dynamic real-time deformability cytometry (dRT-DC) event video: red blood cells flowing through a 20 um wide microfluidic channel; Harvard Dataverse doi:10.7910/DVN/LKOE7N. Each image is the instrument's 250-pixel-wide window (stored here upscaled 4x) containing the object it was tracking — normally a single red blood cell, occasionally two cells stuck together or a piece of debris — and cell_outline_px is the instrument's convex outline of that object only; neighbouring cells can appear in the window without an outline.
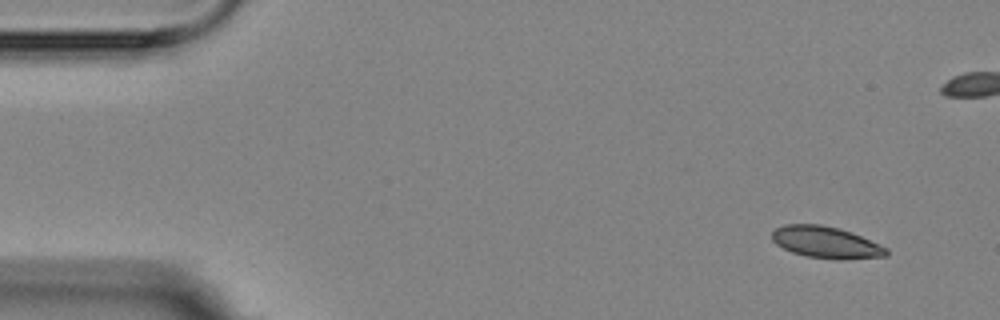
{"species": "Egyptian fruit bat (a non-hibernating species)", "species_latin": "Rousettus aegyptiacus", "temperature_condition": "room temperature", "stored_images_in_passage": 6, "camera_frame_rate_fps": 3000, "um_per_image_px": 0.085, "animal": {"sex": "female"}, "frame": {"image": 1, "passage_image": 1, "time_ms": 0.0, "image_size_px": [1000, 320], "cell_outline_px": [[888, 256], [808, 256], [792, 252], [776, 244], [772, 240], [772, 232], [776, 228], [784, 224], [820, 224], [840, 228], [852, 232], [888, 248]], "centroid_in_image_um": [70.13, 20.52], "position_along_channel_um": 14.9, "area_um2": 20.0}}